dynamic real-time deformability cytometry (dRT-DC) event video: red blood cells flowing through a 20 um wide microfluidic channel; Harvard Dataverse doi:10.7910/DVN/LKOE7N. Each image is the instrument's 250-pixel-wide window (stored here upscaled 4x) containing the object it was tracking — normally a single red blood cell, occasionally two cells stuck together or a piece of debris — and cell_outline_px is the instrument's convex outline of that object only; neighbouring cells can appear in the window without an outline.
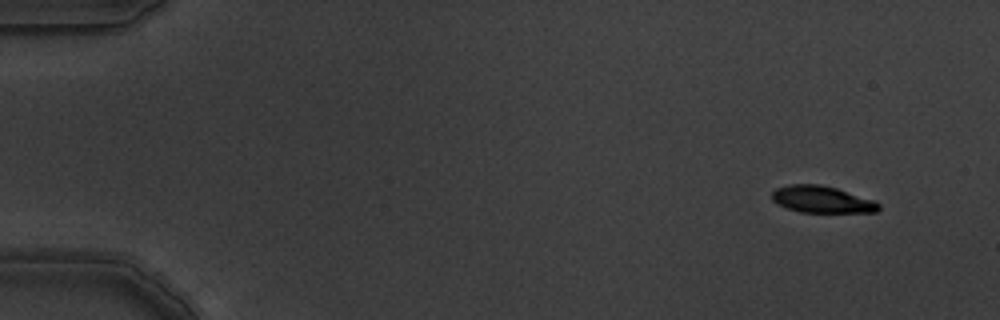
{"species": "common noctule bat (a hibernating species)", "species_latin": "Nyctalus noctula", "temperature_condition": "warm", "stored_images_in_passage": 5, "camera_frame_rate_fps": 3000, "um_per_image_px": 0.085, "animal": {"sex": "male", "body_mass_g": 19.5, "forearm_length_mm": 54.6}, "frame": {"image": 1, "passage_image": 1, "time_ms": 0.0, "image_size_px": [1000, 320], "cell_outline_px": [[880, 208], [876, 212], [800, 212], [776, 204], [772, 200], [772, 192], [776, 188], [788, 184], [820, 184], [836, 188], [876, 200], [880, 204]], "centroid_in_image_um": [69.87, 16.94], "position_along_channel_um": 15.1, "area_um2": 16.82}}
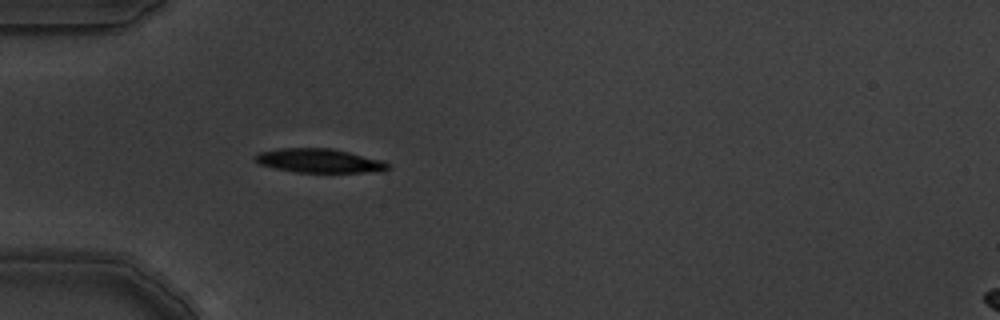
{"frame": {"image": 2, "passage_image": 5, "time_ms": 1.333, "image_size_px": [1000, 320], "cell_outline_px": [[388, 168], [384, 172], [296, 172], [276, 168], [260, 164], [252, 156], [260, 152], [276, 148], [332, 148], [384, 160], [388, 164]], "centroid_in_image_um": [27.16, 13.65], "position_along_channel_um": 57.8, "area_um2": 18.61}}